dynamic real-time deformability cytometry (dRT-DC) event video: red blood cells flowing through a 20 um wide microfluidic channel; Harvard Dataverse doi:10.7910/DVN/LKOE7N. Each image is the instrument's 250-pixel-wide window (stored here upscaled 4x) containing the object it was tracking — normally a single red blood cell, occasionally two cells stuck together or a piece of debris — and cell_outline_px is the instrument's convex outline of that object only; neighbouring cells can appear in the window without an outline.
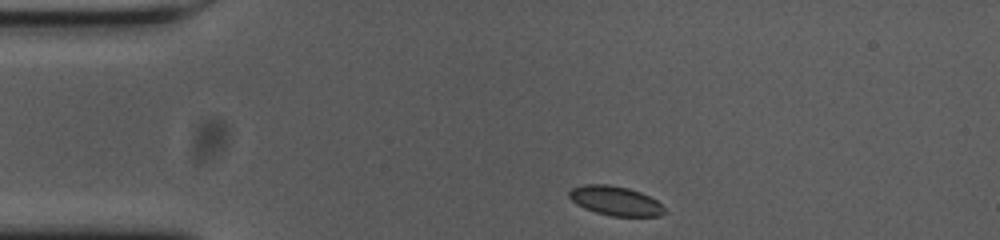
{"species": "common noctule bat (a hibernating species)", "species_latin": "Nyctalus noctula", "temperature_condition": "cold", "stored_images_in_passage": 47, "segment_of_instrument_passage": [1, 2], "camera_frame_rate_fps": 3000, "um_per_image_px": 0.085, "animal": {"sex": "female", "body_mass_g": 23.0, "forearm_length_mm": 53.4}, "frame": {"image": 1, "passage_image": 1, "time_ms": 0.0, "image_size_px": [1000, 240], "cell_outline_px": [[664, 212], [660, 216], [612, 216], [596, 212], [584, 208], [572, 200], [568, 196], [568, 192], [572, 188], [584, 184], [608, 184], [628, 188], [640, 192], [656, 200], [664, 208]], "centroid_in_image_um": [52.28, 17.06], "position_along_channel_um": 32.7, "area_um2": 16.13}}
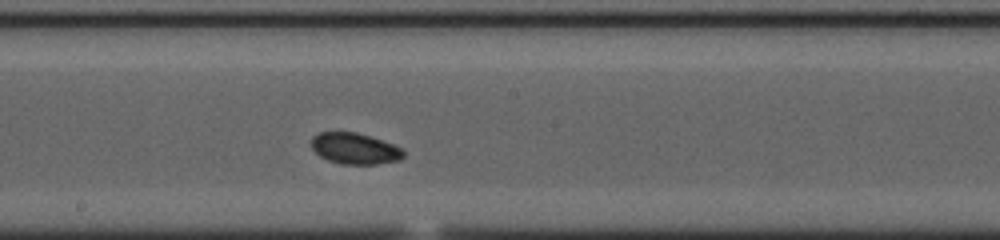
{"frame": {"image": 2, "passage_image": 20, "time_ms": 6.333, "image_size_px": [1000, 240], "cell_outline_px": [[404, 156], [400, 160], [376, 164], [340, 164], [328, 160], [320, 156], [312, 148], [312, 136], [320, 132], [356, 132], [392, 144], [400, 148], [404, 152]], "centroid_in_image_um": [30.14, 12.63], "position_along_channel_um": 218.1, "area_um2": 16.53}}
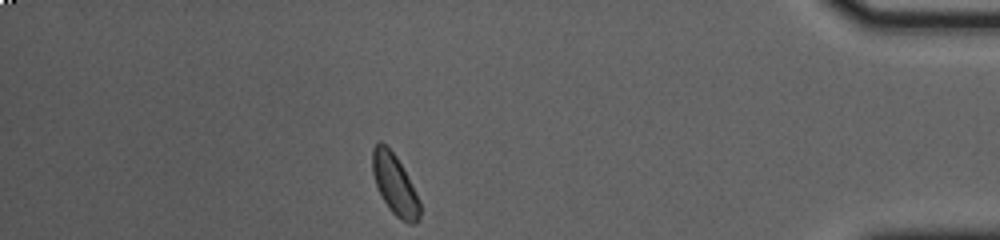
{"frame": {"image": 3, "passage_image": 39, "time_ms": 12.667, "image_size_px": [1000, 240], "cell_outline_px": [[420, 220], [416, 224], [408, 224], [400, 220], [388, 208], [376, 184], [372, 172], [372, 148], [380, 140], [396, 156], [416, 192], [420, 200]], "centroid_in_image_um": [33.57, 15.73], "position_along_channel_um": 401.6, "area_um2": 16.65}}